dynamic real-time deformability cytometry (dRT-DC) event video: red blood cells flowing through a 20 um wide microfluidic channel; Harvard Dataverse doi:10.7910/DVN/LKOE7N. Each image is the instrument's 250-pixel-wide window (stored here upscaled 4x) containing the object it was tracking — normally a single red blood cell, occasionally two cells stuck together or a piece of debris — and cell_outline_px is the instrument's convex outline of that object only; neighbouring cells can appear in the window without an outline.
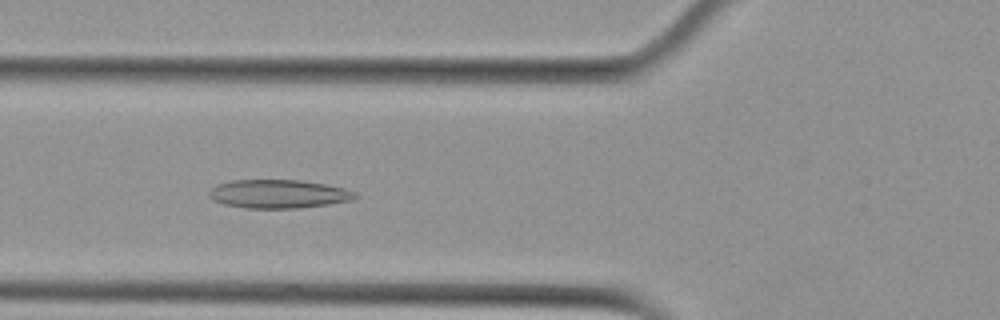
{"species": "Egyptian fruit bat (a non-hibernating species)", "species_latin": "Rousettus aegyptiacus", "temperature_condition": "cold", "stored_images_in_passage": 35, "camera_frame_rate_fps": 3000, "um_per_image_px": 0.085, "animal": {"sex": "female"}, "frame": {"image": 1, "passage_image": 5, "time_ms": 1.333, "image_size_px": [1000, 320], "cell_outline_px": [[356, 196], [352, 200], [328, 204], [296, 208], [248, 208], [224, 204], [212, 200], [208, 196], [208, 192], [216, 184], [232, 180], [300, 180], [324, 184], [344, 188], [356, 192]], "centroid_in_image_um": [23.63, 16.48], "position_along_channel_um": 102.2, "area_um2": 24.22}}
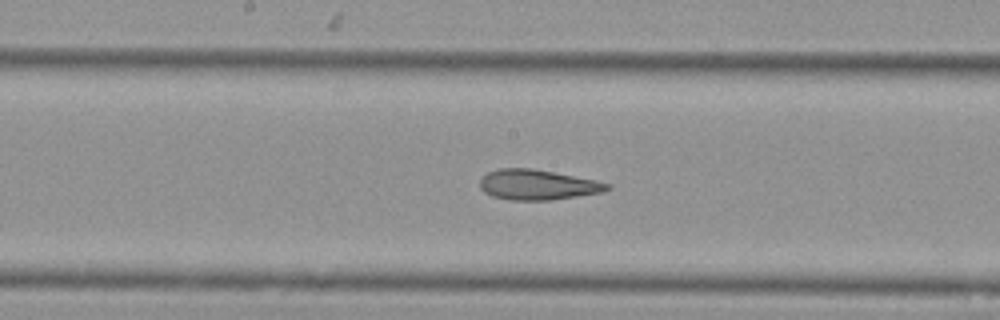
{"frame": {"image": 2, "passage_image": 13, "time_ms": 4.0, "image_size_px": [1000, 320], "cell_outline_px": [[612, 188], [604, 192], [548, 200], [508, 200], [492, 196], [484, 192], [480, 188], [480, 180], [488, 172], [500, 168], [532, 168], [612, 184]], "centroid_in_image_um": [45.67, 15.71], "position_along_channel_um": 202.5, "area_um2": 22.2}}
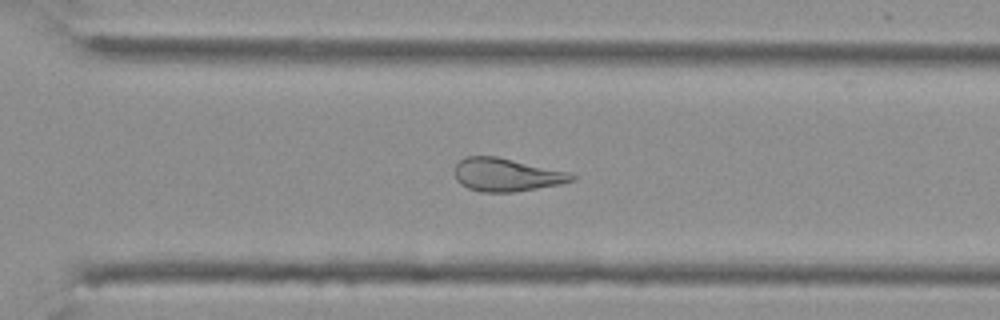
{"frame": {"image": 3, "passage_image": 23, "time_ms": 7.333, "image_size_px": [1000, 320], "cell_outline_px": [[576, 180], [560, 184], [512, 192], [480, 192], [468, 188], [460, 184], [456, 180], [456, 164], [464, 156], [496, 156], [568, 172], [576, 176]], "centroid_in_image_um": [43.03, 14.86], "position_along_channel_um": 327.6, "area_um2": 22.43}, "authors_computed_cell_mechanics": {"area_um2": 22.7732, "velocity_mm_per_s": 3.7626, "shape_relaxation_time_tau1_ms": null, "shape_relaxation_time_tau2_ms": 2.8515, "deformation_change_tau1": null, "deformation_change_tau2": 0.1262}}